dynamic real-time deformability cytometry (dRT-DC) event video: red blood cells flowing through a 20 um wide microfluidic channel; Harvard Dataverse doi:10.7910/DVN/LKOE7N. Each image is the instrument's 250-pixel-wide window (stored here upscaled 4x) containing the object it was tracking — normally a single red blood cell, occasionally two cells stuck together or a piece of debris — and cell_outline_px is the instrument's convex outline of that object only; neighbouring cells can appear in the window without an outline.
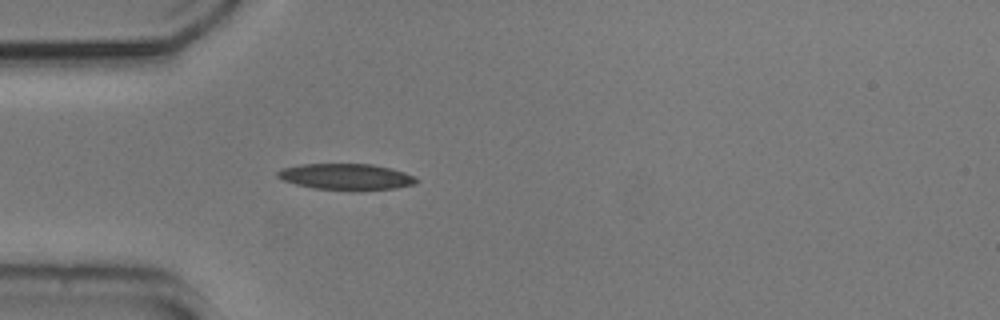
{"species": "common noctule bat (a hibernating species)", "species_latin": "Nyctalus noctula", "temperature_condition": "cold", "stored_images_in_passage": 39, "camera_frame_rate_fps": 3000, "um_per_image_px": 0.085, "animal": {"sex": "male", "body_mass_g": 20.5, "forearm_length_mm": 52.5}, "frame": {"image": 1, "passage_image": 1, "time_ms": 0.0, "image_size_px": [1000, 320], "cell_outline_px": [[416, 180], [408, 184], [388, 188], [320, 188], [288, 180], [280, 176], [280, 172], [288, 168], [312, 164], [364, 164], [384, 168], [400, 172], [412, 176]], "centroid_in_image_um": [29.43, 14.98], "position_along_channel_um": 55.6, "area_um2": 18.5}}
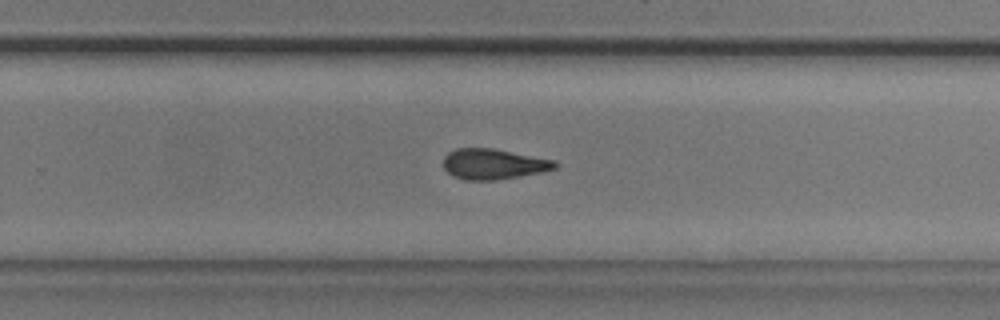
{"frame": {"image": 2, "passage_image": 20, "time_ms": 6.333, "image_size_px": [1000, 320], "cell_outline_px": [[556, 164], [552, 168], [512, 176], [480, 180], [456, 176], [448, 172], [444, 168], [444, 160], [452, 152], [460, 148], [488, 148], [552, 160]], "centroid_in_image_um": [41.85, 13.91], "position_along_channel_um": 287.9, "area_um2": 17.98}}
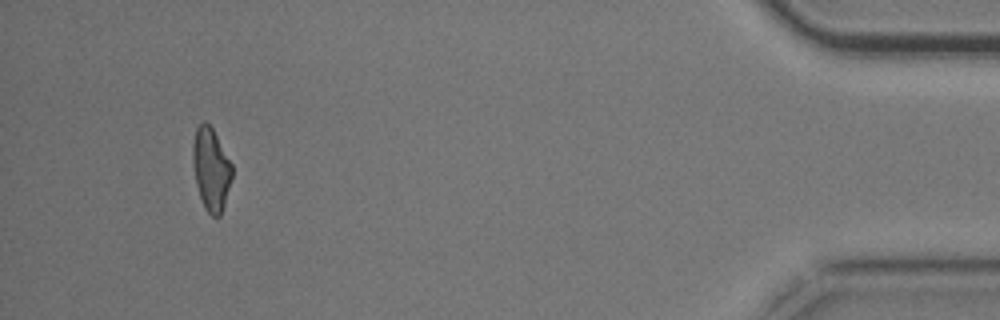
{"frame": {"image": 3, "passage_image": 36, "time_ms": 11.667, "image_size_px": [1000, 320], "cell_outline_px": [[232, 176], [220, 216], [212, 216], [208, 212], [200, 196], [196, 180], [196, 128], [200, 124], [208, 124], [212, 128], [232, 164]], "centroid_in_image_um": [18.01, 14.43], "position_along_channel_um": 417.2, "area_um2": 17.34}, "authors_computed_cell_mechanics": {"area_um2": 17.918, "velocity_mm_per_s": 3.7503, "shape_relaxation_time_tau1_ms": 6.8487, "shape_relaxation_time_tau2_ms": 5.4113, "deformation_change_tau1": 0.1966, "deformation_change_tau2": 0.1392}}